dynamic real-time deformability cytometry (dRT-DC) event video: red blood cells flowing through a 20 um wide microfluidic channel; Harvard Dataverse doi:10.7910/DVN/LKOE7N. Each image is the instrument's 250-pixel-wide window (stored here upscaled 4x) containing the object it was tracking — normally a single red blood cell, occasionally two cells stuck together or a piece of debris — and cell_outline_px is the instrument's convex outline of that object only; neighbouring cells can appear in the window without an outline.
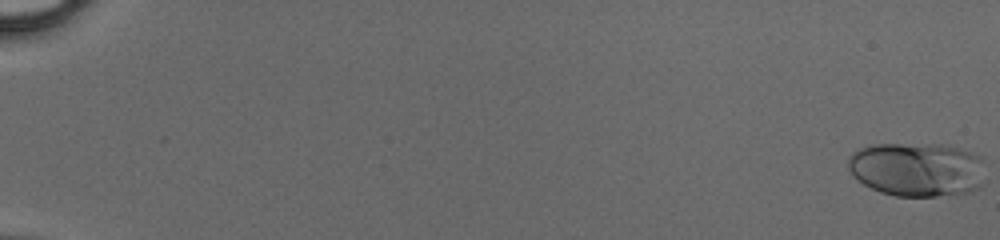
{"species": "human", "species_latin": "Homo sapiens", "temperature_condition": "cold", "stored_images_in_passage": 51, "camera_frame_rate_fps": 3000, "um_per_image_px": 0.085, "donor": {"sex": "male"}, "frame": {"image": 1, "passage_image": 1, "time_ms": 0.0, "image_size_px": [1000, 240], "cell_outline_px": [[984, 184], [980, 188], [968, 192], [936, 196], [896, 196], [880, 192], [864, 184], [852, 176], [848, 168], [848, 156], [856, 148], [872, 144], [948, 144], [972, 152], [980, 156], [984, 160]], "centroid_in_image_um": [77.97, 14.38], "position_along_channel_um": 7.0, "area_um2": 44.22}}
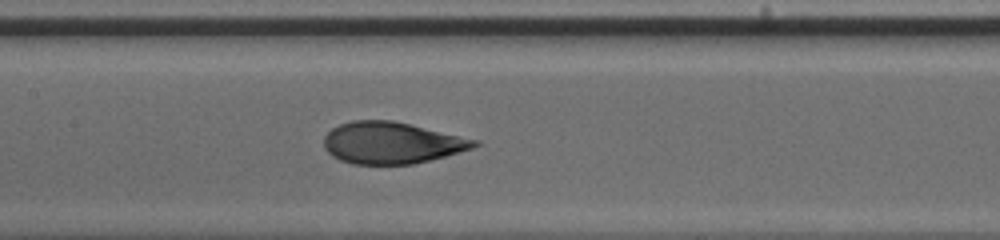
{"frame": {"image": 2, "passage_image": 28, "time_ms": 9.0, "image_size_px": [1000, 240], "cell_outline_px": [[480, 144], [472, 148], [444, 156], [412, 164], [352, 164], [340, 160], [332, 156], [324, 148], [324, 136], [332, 128], [340, 124], [352, 120], [392, 120], [480, 140]], "centroid_in_image_um": [33.27, 12.13], "position_along_channel_um": 174.1, "area_um2": 36.41}}
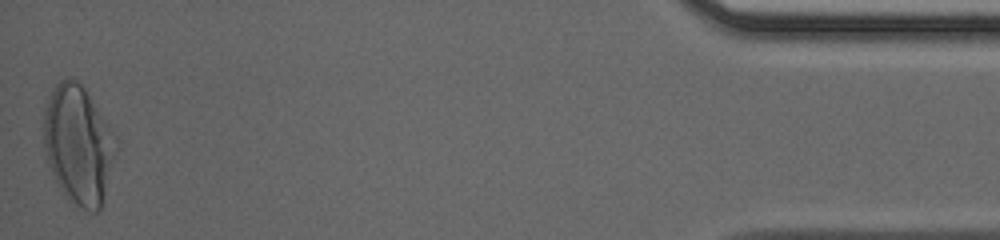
{"frame": {"image": 3, "passage_image": 51, "time_ms": 16.667, "image_size_px": [1000, 240], "cell_outline_px": [[120, 140], [100, 212], [88, 212], [68, 200], [64, 196], [56, 184], [44, 148], [44, 108], [48, 96], [56, 84], [60, 80], [68, 76], [72, 76], [84, 88]], "centroid_in_image_um": [6.69, 12.31], "position_along_channel_um": 428.5, "area_um2": 50.69}}